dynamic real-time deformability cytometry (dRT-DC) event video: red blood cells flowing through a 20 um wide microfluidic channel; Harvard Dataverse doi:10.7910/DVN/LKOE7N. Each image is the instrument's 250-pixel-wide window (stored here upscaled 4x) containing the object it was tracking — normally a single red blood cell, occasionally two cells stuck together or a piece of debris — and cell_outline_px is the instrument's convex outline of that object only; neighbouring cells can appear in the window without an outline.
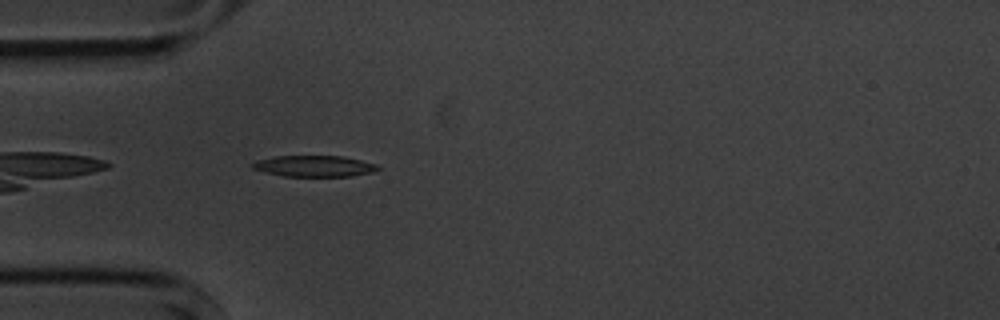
{"species": "common noctule bat (a hibernating species)", "species_latin": "Nyctalus noctula", "temperature_condition": "cold", "stored_images_in_passage": 4, "camera_frame_rate_fps": 3000, "um_per_image_px": 0.085, "animal": {"sex": "male", "body_mass_g": 20.1, "forearm_length_mm": 53.5}, "frame": {"image": 1, "passage_image": 4, "time_ms": 4.0, "image_size_px": [1000, 320], "cell_outline_px": [[380, 168], [372, 172], [352, 176], [284, 176], [252, 168], [248, 164], [256, 160], [276, 156], [344, 156], [376, 164]], "centroid_in_image_um": [26.69, 14.11], "position_along_channel_um": 58.3, "area_um2": 15.37}}